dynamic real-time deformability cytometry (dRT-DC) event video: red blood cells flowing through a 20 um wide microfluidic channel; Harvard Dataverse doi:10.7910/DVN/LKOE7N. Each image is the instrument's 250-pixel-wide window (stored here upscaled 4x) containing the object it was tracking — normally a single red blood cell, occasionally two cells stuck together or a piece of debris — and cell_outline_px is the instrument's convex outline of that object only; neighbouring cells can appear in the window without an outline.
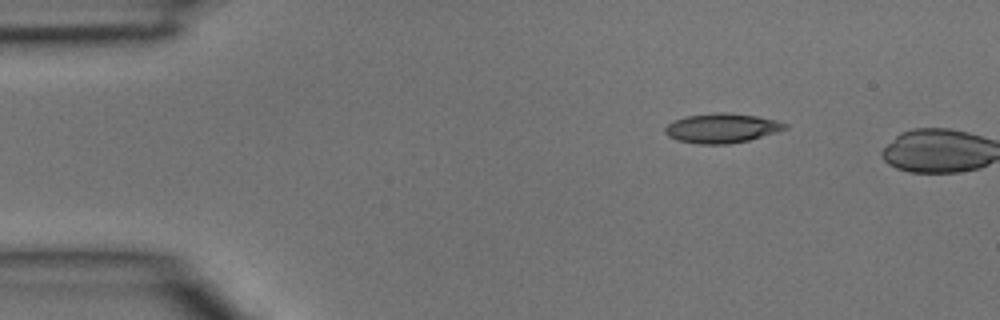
{"species": "common noctule bat (a hibernating species)", "species_latin": "Nyctalus noctula", "temperature_condition": "room temperature", "stored_images_in_passage": 4, "camera_frame_rate_fps": 3000, "um_per_image_px": 0.085, "animal": {"sex": "male", "body_mass_g": 15.6}, "frame": {"image": 1, "passage_image": 1, "time_ms": 0.0, "image_size_px": [1000, 320], "cell_outline_px": [[788, 128], [776, 132], [748, 140], [728, 144], [700, 144], [676, 140], [668, 136], [664, 132], [664, 128], [668, 124], [676, 120], [688, 116], [716, 112], [724, 112], [756, 116], [776, 120], [788, 124]], "centroid_in_image_um": [61.35, 10.89], "position_along_channel_um": 23.7, "area_um2": 20.46}}